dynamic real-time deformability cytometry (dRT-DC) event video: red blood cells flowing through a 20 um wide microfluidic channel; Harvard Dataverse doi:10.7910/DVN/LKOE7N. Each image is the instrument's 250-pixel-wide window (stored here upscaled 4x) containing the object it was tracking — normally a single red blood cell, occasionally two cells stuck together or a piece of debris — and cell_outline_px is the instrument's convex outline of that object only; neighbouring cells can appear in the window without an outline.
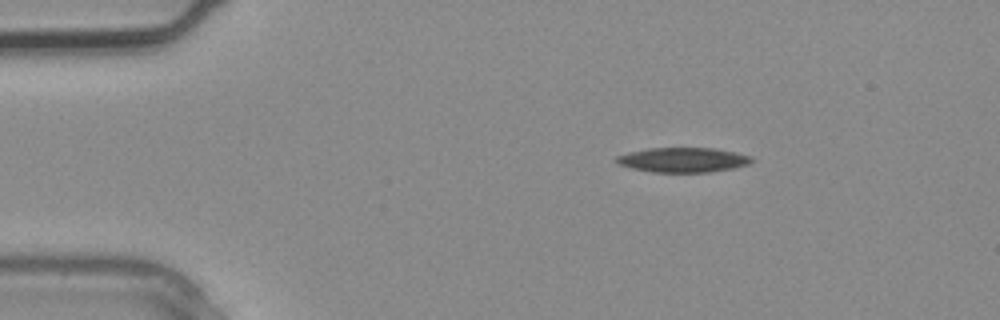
{"species": "common noctule bat (a hibernating species)", "species_latin": "Nyctalus noctula", "temperature_condition": "warm", "stored_images_in_passage": 2, "camera_frame_rate_fps": 3000, "um_per_image_px": 0.085, "animal": {"sex": "male", "body_mass_g": 20.4}, "frame": {"image": 1, "passage_image": 2, "time_ms": 0.333, "image_size_px": [1000, 320], "cell_outline_px": [[756, 160], [748, 164], [732, 168], [712, 172], [652, 172], [632, 168], [616, 164], [616, 156], [628, 152], [648, 148], [712, 148], [736, 152], [752, 156]], "centroid_in_image_um": [58.06, 13.59], "position_along_channel_um": 26.9, "area_um2": 19.59}}